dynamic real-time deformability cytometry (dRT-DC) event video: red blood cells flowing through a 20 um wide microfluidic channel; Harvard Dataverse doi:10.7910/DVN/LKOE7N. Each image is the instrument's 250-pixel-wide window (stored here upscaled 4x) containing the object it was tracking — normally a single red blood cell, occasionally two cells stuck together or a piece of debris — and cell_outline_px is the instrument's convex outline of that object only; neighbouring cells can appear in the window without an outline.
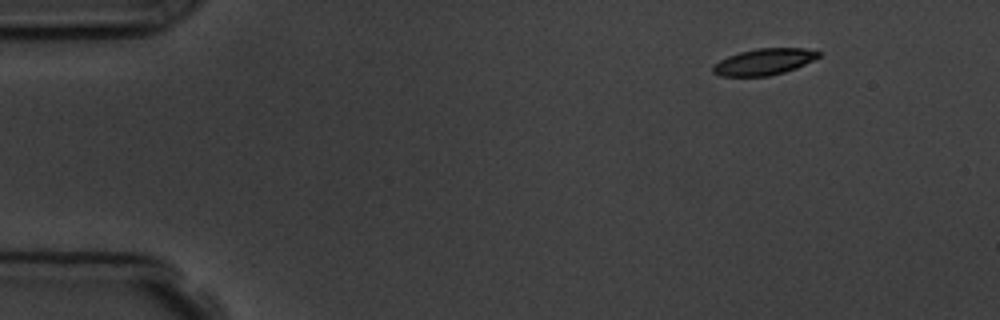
{"species": "common noctule bat (a hibernating species)", "species_latin": "Nyctalus noctula", "temperature_condition": "room temperature", "stored_images_in_passage": 5, "segment_of_instrument_passage": [2, 2], "camera_frame_rate_fps": 3000, "um_per_image_px": 0.085, "animal": {"sex": "male", "body_mass_g": 19.5, "forearm_length_mm": 54.6}, "frame": {"image": 1, "passage_image": 5, "time_ms": 5.667, "image_size_px": [1000, 320], "cell_outline_px": [[820, 56], [796, 68], [784, 72], [768, 76], [720, 76], [712, 72], [712, 64], [728, 56], [740, 52], [756, 48], [804, 48], [820, 52]], "centroid_in_image_um": [64.9, 5.25], "position_along_channel_um": 20.1, "area_um2": 16.18}}